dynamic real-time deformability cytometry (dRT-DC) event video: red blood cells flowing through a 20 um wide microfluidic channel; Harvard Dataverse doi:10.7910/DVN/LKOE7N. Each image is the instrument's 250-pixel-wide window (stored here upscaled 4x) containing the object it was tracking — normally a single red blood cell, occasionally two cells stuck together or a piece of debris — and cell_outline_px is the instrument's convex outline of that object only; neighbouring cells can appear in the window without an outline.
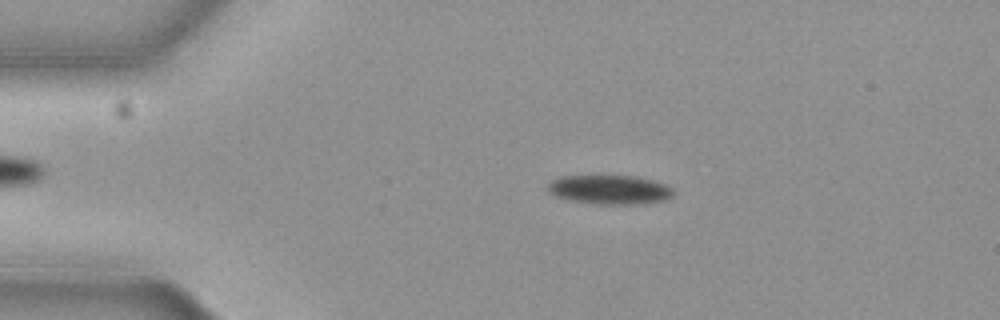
{"species": "common noctule bat (a hibernating species)", "species_latin": "Nyctalus noctula", "temperature_condition": "cold", "stored_images_in_passage": 8, "camera_frame_rate_fps": 3000, "um_per_image_px": 0.085, "animal": {"sex": "female", "body_mass_g": 19.3, "forearm_length_mm": 54.1}, "frame": {"image": 1, "passage_image": 3, "time_ms": 0.667, "image_size_px": [1000, 320], "cell_outline_px": [[676, 192], [672, 196], [664, 200], [644, 204], [596, 204], [572, 200], [556, 196], [548, 192], [548, 184], [552, 180], [560, 176], [636, 176], [652, 180], [664, 184], [672, 188]], "centroid_in_image_um": [51.85, 16.12], "position_along_channel_um": 33.2, "area_um2": 21.33}}